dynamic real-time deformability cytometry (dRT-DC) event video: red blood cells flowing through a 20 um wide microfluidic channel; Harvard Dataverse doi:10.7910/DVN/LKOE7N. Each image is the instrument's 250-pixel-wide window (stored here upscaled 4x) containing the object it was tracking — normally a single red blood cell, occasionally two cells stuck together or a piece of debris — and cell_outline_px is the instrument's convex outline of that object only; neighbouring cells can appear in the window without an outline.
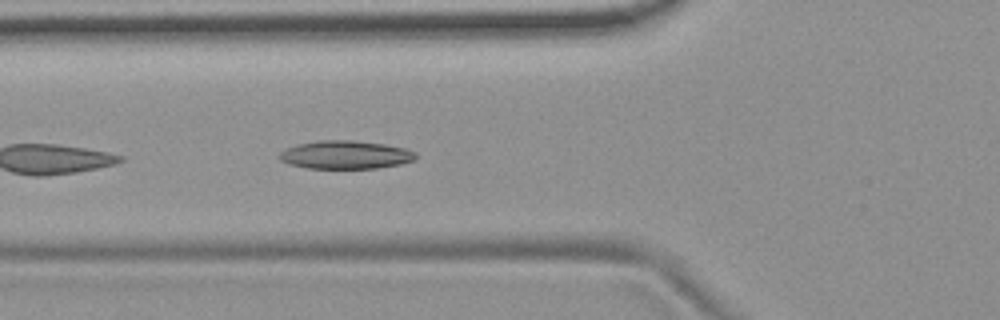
{"species": "common noctule bat (a hibernating species)", "species_latin": "Nyctalus noctula", "temperature_condition": "room temperature", "stored_images_in_passage": 6, "camera_frame_rate_fps": 3000, "um_per_image_px": 0.085, "animal": {"sex": "female", "body_mass_g": 19.9}, "frame": {"image": 1, "passage_image": 5, "time_ms": 1.333, "image_size_px": [1000, 320], "cell_outline_px": [[416, 160], [400, 164], [376, 168], [308, 168], [288, 164], [280, 160], [280, 152], [296, 144], [320, 140], [352, 140], [384, 144], [404, 148], [416, 152]], "centroid_in_image_um": [29.37, 13.15], "position_along_channel_um": 96.4, "area_um2": 22.37}}